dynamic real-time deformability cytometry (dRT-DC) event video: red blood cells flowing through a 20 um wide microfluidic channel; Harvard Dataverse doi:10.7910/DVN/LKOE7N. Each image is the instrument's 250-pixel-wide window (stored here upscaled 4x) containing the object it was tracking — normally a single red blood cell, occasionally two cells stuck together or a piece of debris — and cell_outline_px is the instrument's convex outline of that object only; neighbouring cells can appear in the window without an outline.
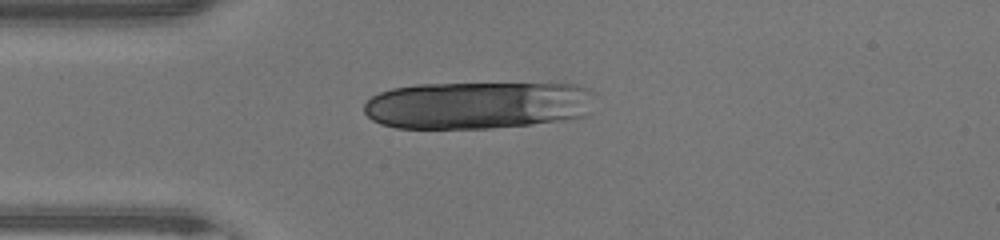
{"species": "human", "species_latin": "Homo sapiens", "temperature_condition": "warm", "stored_images_in_passage": 13, "camera_frame_rate_fps": 3000, "um_per_image_px": 0.085, "donor": {"sex": "male"}, "frame": {"image": 1, "passage_image": 11, "time_ms": 3.333, "image_size_px": [1000, 240], "cell_outline_px": [[592, 112], [588, 116], [532, 124], [492, 128], [396, 128], [380, 124], [372, 120], [364, 112], [364, 104], [372, 96], [380, 92], [392, 88], [416, 84], [576, 84], [588, 88], [592, 92]], "centroid_in_image_um": [40.61, 8.94], "position_along_channel_um": 44.4, "area_um2": 64.27}}